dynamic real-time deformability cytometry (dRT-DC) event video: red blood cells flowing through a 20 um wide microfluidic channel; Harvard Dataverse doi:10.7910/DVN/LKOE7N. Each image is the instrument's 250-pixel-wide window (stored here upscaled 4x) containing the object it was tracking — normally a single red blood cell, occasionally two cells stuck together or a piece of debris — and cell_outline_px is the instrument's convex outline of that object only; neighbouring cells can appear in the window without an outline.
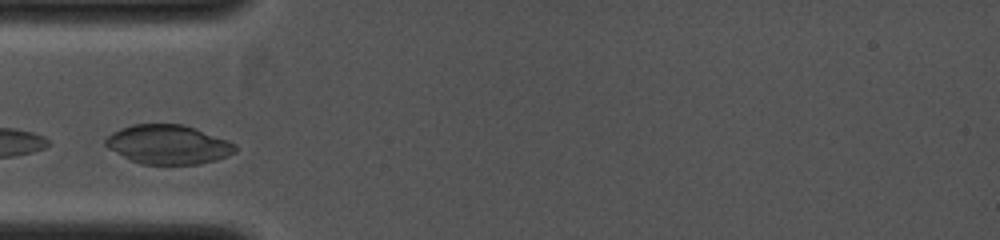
{"species": "common noctule bat (a hibernating species)", "species_latin": "Nyctalus noctula", "temperature_condition": "cold", "stored_images_in_passage": 4, "camera_frame_rate_fps": 4000, "um_per_image_px": 0.085, "animal": {"sex": "female", "body_mass_g": 19.0, "forearm_length_mm": 53.3}, "frame": {"image": 1, "passage_image": 2, "time_ms": 0.25, "image_size_px": [1000, 240], "cell_outline_px": [[236, 152], [228, 156], [216, 160], [200, 164], [140, 164], [108, 148], [104, 144], [104, 140], [112, 132], [120, 128], [132, 124], [184, 124], [196, 128], [228, 140], [236, 144]], "centroid_in_image_um": [14.31, 12.27], "position_along_channel_um": 70.7, "area_um2": 29.71}}